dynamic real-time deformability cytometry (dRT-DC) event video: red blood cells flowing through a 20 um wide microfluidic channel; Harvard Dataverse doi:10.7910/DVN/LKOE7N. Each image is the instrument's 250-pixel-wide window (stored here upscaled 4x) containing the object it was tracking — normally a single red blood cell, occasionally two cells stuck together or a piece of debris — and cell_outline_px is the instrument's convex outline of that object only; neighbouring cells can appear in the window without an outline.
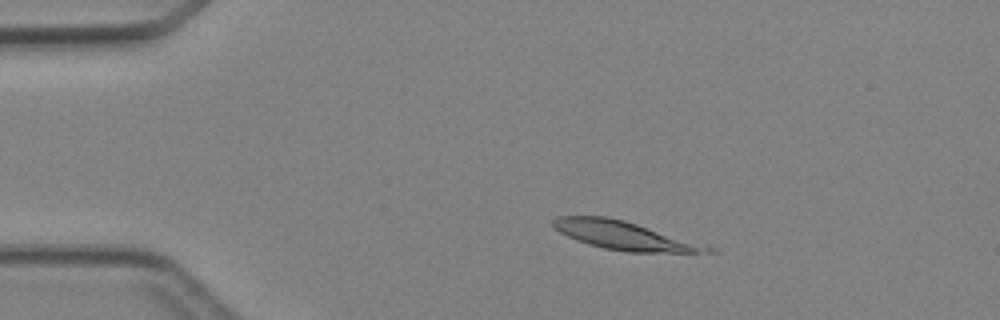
{"species": "Egyptian fruit bat (a non-hibernating species)", "species_latin": "Rousettus aegyptiacus", "temperature_condition": "cold", "stored_images_in_passage": 5, "camera_frame_rate_fps": 3000, "um_per_image_px": 0.085, "animal": {"sex": "female"}, "frame": {"image": 1, "passage_image": 3, "time_ms": 2.333, "image_size_px": [1000, 320], "cell_outline_px": [[716, 252], [628, 252], [604, 248], [588, 244], [576, 240], [560, 232], [552, 224], [552, 220], [556, 216], [604, 216], [624, 220], [708, 244], [716, 248]], "centroid_in_image_um": [53.14, 20.02], "position_along_channel_um": 31.9, "area_um2": 25.72}}